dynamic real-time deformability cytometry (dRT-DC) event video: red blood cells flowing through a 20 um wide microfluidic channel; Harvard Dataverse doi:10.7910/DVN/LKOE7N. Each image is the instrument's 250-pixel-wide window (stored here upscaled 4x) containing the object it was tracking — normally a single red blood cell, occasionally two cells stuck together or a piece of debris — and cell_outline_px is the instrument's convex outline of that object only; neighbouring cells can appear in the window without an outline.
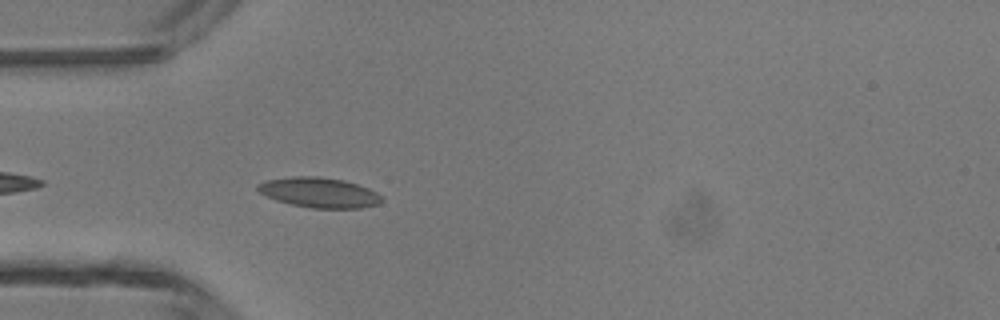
{"species": "common noctule bat (a hibernating species)", "species_latin": "Nyctalus noctula", "temperature_condition": "room temperature", "stored_images_in_passage": 9, "camera_frame_rate_fps": 3000, "um_per_image_px": 0.085, "animal": {"sex": "male", "body_mass_g": 13.3}, "frame": {"image": 1, "passage_image": 3, "time_ms": 0.667, "image_size_px": [1000, 320], "cell_outline_px": [[384, 200], [380, 204], [360, 208], [312, 208], [292, 204], [276, 200], [260, 192], [256, 188], [256, 184], [268, 180], [292, 176], [320, 176], [344, 180], [368, 188], [376, 192]], "centroid_in_image_um": [27.15, 16.36], "position_along_channel_um": 57.9, "area_um2": 21.68}}
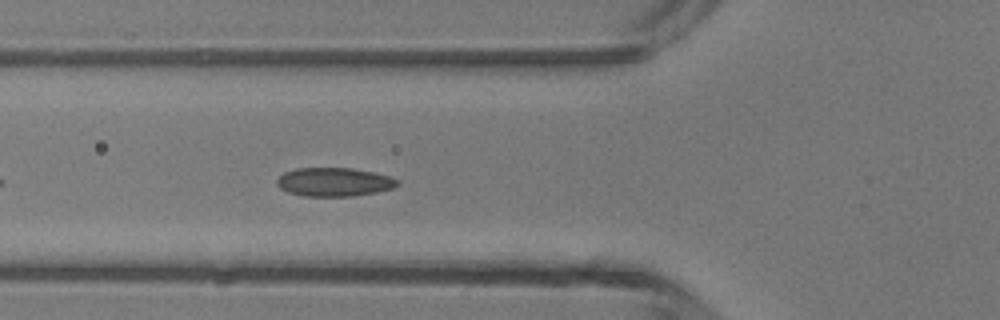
{"frame": {"image": 2, "passage_image": 6, "time_ms": 1.667, "image_size_px": [1000, 320], "cell_outline_px": [[400, 184], [392, 188], [376, 192], [352, 196], [304, 196], [288, 192], [280, 188], [276, 184], [276, 180], [284, 172], [296, 168], [352, 168], [372, 172], [388, 176], [400, 180]], "centroid_in_image_um": [28.39, 15.47], "position_along_channel_um": 97.4, "area_um2": 20.11}}